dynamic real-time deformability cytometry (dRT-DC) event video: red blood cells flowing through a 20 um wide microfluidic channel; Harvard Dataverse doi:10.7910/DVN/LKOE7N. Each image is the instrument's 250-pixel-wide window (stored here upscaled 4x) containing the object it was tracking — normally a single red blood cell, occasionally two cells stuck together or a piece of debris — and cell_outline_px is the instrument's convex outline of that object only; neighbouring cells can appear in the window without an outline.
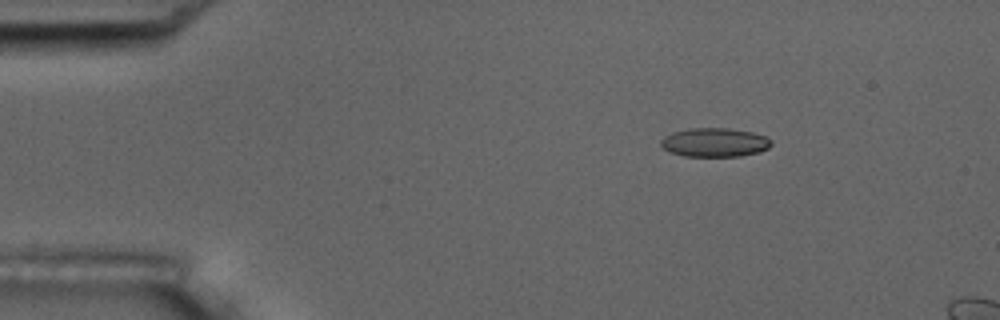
{"species": "common noctule bat (a hibernating species)", "species_latin": "Nyctalus noctula", "temperature_condition": "room temperature", "stored_images_in_passage": 4, "camera_frame_rate_fps": 3000, "um_per_image_px": 0.085, "animal": {"sex": "male", "body_mass_g": 17.5, "forearm_length_mm": 52.3}, "frame": {"image": 1, "passage_image": 2, "time_ms": 1.333, "image_size_px": [1000, 320], "cell_outline_px": [[772, 144], [768, 148], [760, 152], [740, 156], [684, 156], [668, 152], [660, 144], [660, 140], [664, 136], [672, 132], [688, 128], [728, 128], [752, 132], [764, 136], [772, 140]], "centroid_in_image_um": [60.72, 12.1], "position_along_channel_um": 24.3, "area_um2": 18.73}}